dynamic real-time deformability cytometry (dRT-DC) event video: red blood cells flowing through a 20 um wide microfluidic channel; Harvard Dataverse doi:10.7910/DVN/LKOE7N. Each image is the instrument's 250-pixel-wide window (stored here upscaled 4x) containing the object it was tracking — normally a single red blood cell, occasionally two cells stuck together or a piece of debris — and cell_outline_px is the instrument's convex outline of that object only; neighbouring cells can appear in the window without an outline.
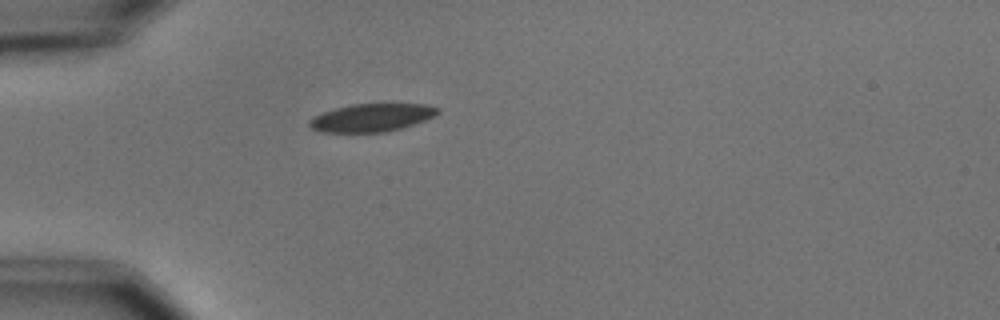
{"species": "common noctule bat (a hibernating species)", "species_latin": "Nyctalus noctula", "temperature_condition": "cold", "stored_images_in_passage": 1, "camera_frame_rate_fps": 3000, "um_per_image_px": 0.085, "animal": {"sex": "male", "body_mass_g": 15.6}, "frame": {"image": 1, "passage_image": 1, "time_ms": 0.0, "image_size_px": [1000, 320], "cell_outline_px": [[440, 112], [436, 116], [400, 128], [384, 132], [320, 132], [312, 128], [308, 124], [308, 120], [312, 116], [336, 108], [352, 104], [428, 104], [440, 108]], "centroid_in_image_um": [31.59, 9.99], "position_along_channel_um": 53.4, "area_um2": 20.87}}